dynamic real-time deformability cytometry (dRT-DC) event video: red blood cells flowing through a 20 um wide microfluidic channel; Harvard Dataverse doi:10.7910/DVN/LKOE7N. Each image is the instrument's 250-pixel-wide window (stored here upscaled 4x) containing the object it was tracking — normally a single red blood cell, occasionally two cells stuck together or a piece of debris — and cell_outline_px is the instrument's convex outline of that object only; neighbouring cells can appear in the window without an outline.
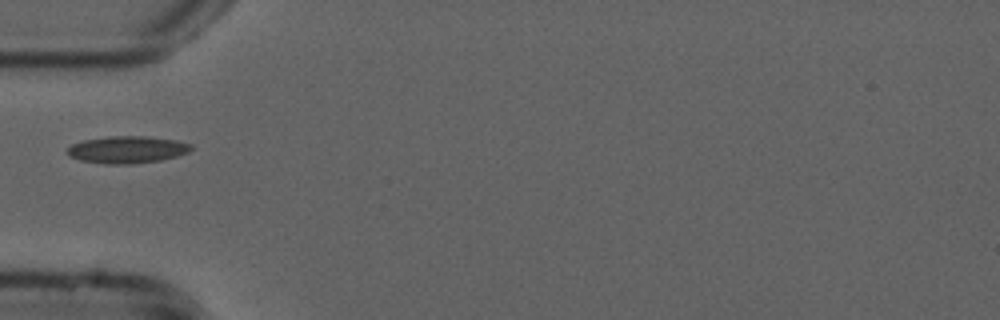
{"species": "common noctule bat (a hibernating species)", "species_latin": "Nyctalus noctula", "temperature_condition": "cold", "stored_images_in_passage": 37, "camera_frame_rate_fps": 3000, "um_per_image_px": 0.085, "animal": {"sex": "male", "forearm_length_mm": 52.5}, "frame": {"image": 1, "passage_image": 1, "time_ms": 0.0, "image_size_px": [1000, 320], "cell_outline_px": [[192, 148], [188, 152], [176, 156], [160, 160], [132, 164], [104, 164], [80, 160], [68, 156], [68, 148], [72, 144], [84, 140], [108, 136], [144, 136], [176, 140], [192, 144]], "centroid_in_image_um": [10.8, 12.72], "position_along_channel_um": 74.2, "area_um2": 19.54}}
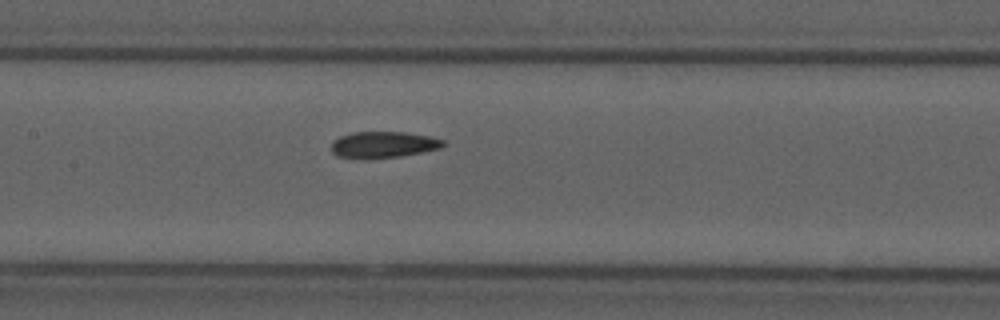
{"frame": {"image": 2, "passage_image": 9, "time_ms": 2.667, "image_size_px": [1000, 320], "cell_outline_px": [[448, 144], [440, 148], [400, 156], [336, 156], [332, 152], [332, 144], [340, 136], [352, 132], [404, 132], [428, 136], [444, 140]], "centroid_in_image_um": [32.65, 12.25], "position_along_channel_um": 174.8, "area_um2": 16.36}}
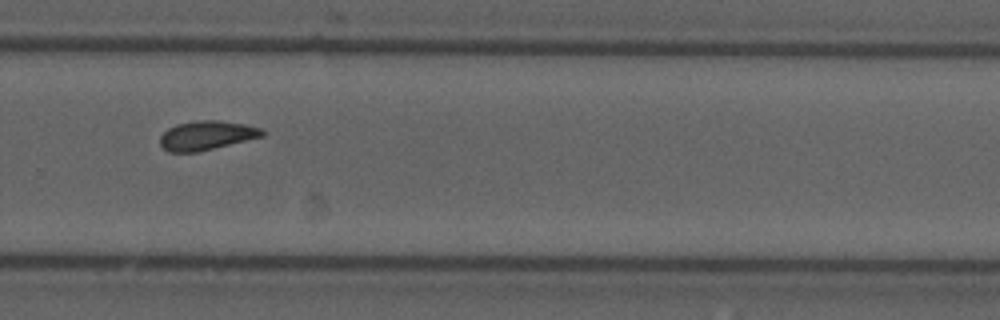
{"frame": {"image": 3, "passage_image": 20, "time_ms": 6.333, "image_size_px": [1000, 320], "cell_outline_px": [[268, 132], [264, 136], [196, 152], [168, 152], [160, 144], [160, 136], [168, 128], [176, 124], [196, 120], [216, 120], [244, 124], [260, 128]], "centroid_in_image_um": [17.56, 11.5], "position_along_channel_um": 312.2, "area_um2": 17.28}}